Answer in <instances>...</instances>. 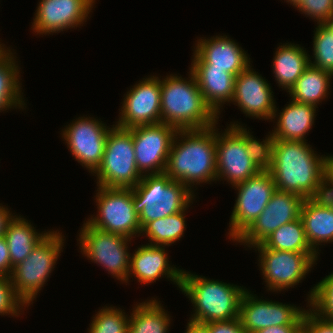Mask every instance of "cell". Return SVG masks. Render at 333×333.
<instances>
[{"mask_svg":"<svg viewBox=\"0 0 333 333\" xmlns=\"http://www.w3.org/2000/svg\"><path fill=\"white\" fill-rule=\"evenodd\" d=\"M165 173L190 190L195 184L215 181L216 124L204 129L178 130L171 145Z\"/></svg>","mask_w":333,"mask_h":333,"instance_id":"1","label":"cell"},{"mask_svg":"<svg viewBox=\"0 0 333 333\" xmlns=\"http://www.w3.org/2000/svg\"><path fill=\"white\" fill-rule=\"evenodd\" d=\"M306 141L275 140L269 172L276 189L310 198L325 176L326 156H316Z\"/></svg>","mask_w":333,"mask_h":333,"instance_id":"2","label":"cell"},{"mask_svg":"<svg viewBox=\"0 0 333 333\" xmlns=\"http://www.w3.org/2000/svg\"><path fill=\"white\" fill-rule=\"evenodd\" d=\"M170 75L161 80V123L177 130L204 129L217 124L218 115L206 103L195 76Z\"/></svg>","mask_w":333,"mask_h":333,"instance_id":"3","label":"cell"},{"mask_svg":"<svg viewBox=\"0 0 333 333\" xmlns=\"http://www.w3.org/2000/svg\"><path fill=\"white\" fill-rule=\"evenodd\" d=\"M180 290L195 308L190 320L206 324L238 318L240 300L246 289L183 270Z\"/></svg>","mask_w":333,"mask_h":333,"instance_id":"4","label":"cell"},{"mask_svg":"<svg viewBox=\"0 0 333 333\" xmlns=\"http://www.w3.org/2000/svg\"><path fill=\"white\" fill-rule=\"evenodd\" d=\"M194 192L166 173L144 175L132 188L133 204L141 229L150 221L167 217L189 207Z\"/></svg>","mask_w":333,"mask_h":333,"instance_id":"5","label":"cell"},{"mask_svg":"<svg viewBox=\"0 0 333 333\" xmlns=\"http://www.w3.org/2000/svg\"><path fill=\"white\" fill-rule=\"evenodd\" d=\"M97 186L109 188H133L142 179L135 161L132 128L113 125L110 128L102 162L94 172Z\"/></svg>","mask_w":333,"mask_h":333,"instance_id":"6","label":"cell"},{"mask_svg":"<svg viewBox=\"0 0 333 333\" xmlns=\"http://www.w3.org/2000/svg\"><path fill=\"white\" fill-rule=\"evenodd\" d=\"M63 241L62 233L50 231L25 260L13 267L10 279L14 291L27 307L36 298L54 269L64 245Z\"/></svg>","mask_w":333,"mask_h":333,"instance_id":"7","label":"cell"},{"mask_svg":"<svg viewBox=\"0 0 333 333\" xmlns=\"http://www.w3.org/2000/svg\"><path fill=\"white\" fill-rule=\"evenodd\" d=\"M96 205L98 215L87 223L101 231L123 235L129 239L141 234L138 214L133 204L132 188L98 186Z\"/></svg>","mask_w":333,"mask_h":333,"instance_id":"8","label":"cell"},{"mask_svg":"<svg viewBox=\"0 0 333 333\" xmlns=\"http://www.w3.org/2000/svg\"><path fill=\"white\" fill-rule=\"evenodd\" d=\"M82 254L103 267L120 281L128 283L130 255L129 239L123 235L101 231L84 223L79 234Z\"/></svg>","mask_w":333,"mask_h":333,"instance_id":"9","label":"cell"},{"mask_svg":"<svg viewBox=\"0 0 333 333\" xmlns=\"http://www.w3.org/2000/svg\"><path fill=\"white\" fill-rule=\"evenodd\" d=\"M255 247L260 253L259 266L266 286L274 292L287 290L301 282L318 258L316 253L268 249L262 243Z\"/></svg>","mask_w":333,"mask_h":333,"instance_id":"10","label":"cell"},{"mask_svg":"<svg viewBox=\"0 0 333 333\" xmlns=\"http://www.w3.org/2000/svg\"><path fill=\"white\" fill-rule=\"evenodd\" d=\"M177 129L165 123L132 128L135 161L142 176L165 173ZM151 170V171H150Z\"/></svg>","mask_w":333,"mask_h":333,"instance_id":"11","label":"cell"},{"mask_svg":"<svg viewBox=\"0 0 333 333\" xmlns=\"http://www.w3.org/2000/svg\"><path fill=\"white\" fill-rule=\"evenodd\" d=\"M234 187L238 190V196L230 217L228 234L235 241L262 213L276 186L269 171H260Z\"/></svg>","mask_w":333,"mask_h":333,"instance_id":"12","label":"cell"},{"mask_svg":"<svg viewBox=\"0 0 333 333\" xmlns=\"http://www.w3.org/2000/svg\"><path fill=\"white\" fill-rule=\"evenodd\" d=\"M303 201L295 193L276 189L262 213L235 241L251 248L261 244L277 228L300 217Z\"/></svg>","mask_w":333,"mask_h":333,"instance_id":"13","label":"cell"},{"mask_svg":"<svg viewBox=\"0 0 333 333\" xmlns=\"http://www.w3.org/2000/svg\"><path fill=\"white\" fill-rule=\"evenodd\" d=\"M246 289L239 305V320L246 333L271 326L302 325L305 309L256 298Z\"/></svg>","mask_w":333,"mask_h":333,"instance_id":"14","label":"cell"},{"mask_svg":"<svg viewBox=\"0 0 333 333\" xmlns=\"http://www.w3.org/2000/svg\"><path fill=\"white\" fill-rule=\"evenodd\" d=\"M110 128L96 118L79 117L62 131L74 159L95 172L102 162Z\"/></svg>","mask_w":333,"mask_h":333,"instance_id":"15","label":"cell"},{"mask_svg":"<svg viewBox=\"0 0 333 333\" xmlns=\"http://www.w3.org/2000/svg\"><path fill=\"white\" fill-rule=\"evenodd\" d=\"M122 103L116 126L130 129L161 123V80L144 78L127 92Z\"/></svg>","mask_w":333,"mask_h":333,"instance_id":"16","label":"cell"},{"mask_svg":"<svg viewBox=\"0 0 333 333\" xmlns=\"http://www.w3.org/2000/svg\"><path fill=\"white\" fill-rule=\"evenodd\" d=\"M226 129L221 135L216 131V180L224 178L235 186L261 170L247 154L244 138L231 125Z\"/></svg>","mask_w":333,"mask_h":333,"instance_id":"17","label":"cell"},{"mask_svg":"<svg viewBox=\"0 0 333 333\" xmlns=\"http://www.w3.org/2000/svg\"><path fill=\"white\" fill-rule=\"evenodd\" d=\"M95 0H41L37 7L33 31L38 34L59 33L83 24Z\"/></svg>","mask_w":333,"mask_h":333,"instance_id":"18","label":"cell"},{"mask_svg":"<svg viewBox=\"0 0 333 333\" xmlns=\"http://www.w3.org/2000/svg\"><path fill=\"white\" fill-rule=\"evenodd\" d=\"M199 39L190 68H219L238 76L250 65L248 54L227 36Z\"/></svg>","mask_w":333,"mask_h":333,"instance_id":"19","label":"cell"},{"mask_svg":"<svg viewBox=\"0 0 333 333\" xmlns=\"http://www.w3.org/2000/svg\"><path fill=\"white\" fill-rule=\"evenodd\" d=\"M273 91L261 75L249 65L235 78L232 102L239 106L246 116L259 119H273L277 113Z\"/></svg>","mask_w":333,"mask_h":333,"instance_id":"20","label":"cell"},{"mask_svg":"<svg viewBox=\"0 0 333 333\" xmlns=\"http://www.w3.org/2000/svg\"><path fill=\"white\" fill-rule=\"evenodd\" d=\"M168 262L165 246L142 245L130 255L128 277L133 274L138 282L148 284L165 275L180 288L183 270L170 266Z\"/></svg>","mask_w":333,"mask_h":333,"instance_id":"21","label":"cell"},{"mask_svg":"<svg viewBox=\"0 0 333 333\" xmlns=\"http://www.w3.org/2000/svg\"><path fill=\"white\" fill-rule=\"evenodd\" d=\"M190 71L204 100L219 115L222 104L232 101L236 76L219 68H191Z\"/></svg>","mask_w":333,"mask_h":333,"instance_id":"22","label":"cell"},{"mask_svg":"<svg viewBox=\"0 0 333 333\" xmlns=\"http://www.w3.org/2000/svg\"><path fill=\"white\" fill-rule=\"evenodd\" d=\"M316 106L291 101L282 112L273 114L278 117L276 128L272 130L275 140L306 141L305 135L314 124Z\"/></svg>","mask_w":333,"mask_h":333,"instance_id":"23","label":"cell"},{"mask_svg":"<svg viewBox=\"0 0 333 333\" xmlns=\"http://www.w3.org/2000/svg\"><path fill=\"white\" fill-rule=\"evenodd\" d=\"M300 217L311 249L319 254L320 243L333 242V208L320 207L307 198L302 203Z\"/></svg>","mask_w":333,"mask_h":333,"instance_id":"24","label":"cell"},{"mask_svg":"<svg viewBox=\"0 0 333 333\" xmlns=\"http://www.w3.org/2000/svg\"><path fill=\"white\" fill-rule=\"evenodd\" d=\"M307 52L295 44H283L278 47L273 58V73L281 88L290 90L310 65Z\"/></svg>","mask_w":333,"mask_h":333,"instance_id":"25","label":"cell"},{"mask_svg":"<svg viewBox=\"0 0 333 333\" xmlns=\"http://www.w3.org/2000/svg\"><path fill=\"white\" fill-rule=\"evenodd\" d=\"M49 232L38 233L26 219L14 216L8 223L4 235L8 244L12 268L25 260Z\"/></svg>","mask_w":333,"mask_h":333,"instance_id":"26","label":"cell"},{"mask_svg":"<svg viewBox=\"0 0 333 333\" xmlns=\"http://www.w3.org/2000/svg\"><path fill=\"white\" fill-rule=\"evenodd\" d=\"M332 74L309 65L300 78L288 91L293 101L305 104H311L317 107V104L327 97L330 87Z\"/></svg>","mask_w":333,"mask_h":333,"instance_id":"27","label":"cell"},{"mask_svg":"<svg viewBox=\"0 0 333 333\" xmlns=\"http://www.w3.org/2000/svg\"><path fill=\"white\" fill-rule=\"evenodd\" d=\"M155 298L137 304L129 316L128 333H167L170 317Z\"/></svg>","mask_w":333,"mask_h":333,"instance_id":"28","label":"cell"},{"mask_svg":"<svg viewBox=\"0 0 333 333\" xmlns=\"http://www.w3.org/2000/svg\"><path fill=\"white\" fill-rule=\"evenodd\" d=\"M14 58L10 49L0 56V112L17 106L23 109L25 105L19 82L20 68Z\"/></svg>","mask_w":333,"mask_h":333,"instance_id":"29","label":"cell"},{"mask_svg":"<svg viewBox=\"0 0 333 333\" xmlns=\"http://www.w3.org/2000/svg\"><path fill=\"white\" fill-rule=\"evenodd\" d=\"M262 244L279 251L315 253L306 239L301 217L277 228Z\"/></svg>","mask_w":333,"mask_h":333,"instance_id":"30","label":"cell"},{"mask_svg":"<svg viewBox=\"0 0 333 333\" xmlns=\"http://www.w3.org/2000/svg\"><path fill=\"white\" fill-rule=\"evenodd\" d=\"M148 222L141 230L150 240V244L170 246L180 240L186 229L185 211ZM152 241V242H151Z\"/></svg>","mask_w":333,"mask_h":333,"instance_id":"31","label":"cell"},{"mask_svg":"<svg viewBox=\"0 0 333 333\" xmlns=\"http://www.w3.org/2000/svg\"><path fill=\"white\" fill-rule=\"evenodd\" d=\"M313 41V57L310 65L327 71L333 75V24L329 22L317 23Z\"/></svg>","mask_w":333,"mask_h":333,"instance_id":"32","label":"cell"},{"mask_svg":"<svg viewBox=\"0 0 333 333\" xmlns=\"http://www.w3.org/2000/svg\"><path fill=\"white\" fill-rule=\"evenodd\" d=\"M231 126L244 138L245 147L247 154L251 157L252 162L261 171H269L272 166V155H273V134L268 135V138L263 141L256 140L250 131L237 123L231 124Z\"/></svg>","mask_w":333,"mask_h":333,"instance_id":"33","label":"cell"},{"mask_svg":"<svg viewBox=\"0 0 333 333\" xmlns=\"http://www.w3.org/2000/svg\"><path fill=\"white\" fill-rule=\"evenodd\" d=\"M120 308L105 307L93 317L89 333H128L129 317Z\"/></svg>","mask_w":333,"mask_h":333,"instance_id":"34","label":"cell"},{"mask_svg":"<svg viewBox=\"0 0 333 333\" xmlns=\"http://www.w3.org/2000/svg\"><path fill=\"white\" fill-rule=\"evenodd\" d=\"M308 298L314 313L323 319L333 320V272L311 289Z\"/></svg>","mask_w":333,"mask_h":333,"instance_id":"35","label":"cell"},{"mask_svg":"<svg viewBox=\"0 0 333 333\" xmlns=\"http://www.w3.org/2000/svg\"><path fill=\"white\" fill-rule=\"evenodd\" d=\"M23 306L26 304L16 295L10 277L0 276V315H20Z\"/></svg>","mask_w":333,"mask_h":333,"instance_id":"36","label":"cell"},{"mask_svg":"<svg viewBox=\"0 0 333 333\" xmlns=\"http://www.w3.org/2000/svg\"><path fill=\"white\" fill-rule=\"evenodd\" d=\"M296 8L317 23L329 22L333 16V0H302Z\"/></svg>","mask_w":333,"mask_h":333,"instance_id":"37","label":"cell"},{"mask_svg":"<svg viewBox=\"0 0 333 333\" xmlns=\"http://www.w3.org/2000/svg\"><path fill=\"white\" fill-rule=\"evenodd\" d=\"M302 330L305 333H333V320L323 319L311 309L305 310Z\"/></svg>","mask_w":333,"mask_h":333,"instance_id":"38","label":"cell"},{"mask_svg":"<svg viewBox=\"0 0 333 333\" xmlns=\"http://www.w3.org/2000/svg\"><path fill=\"white\" fill-rule=\"evenodd\" d=\"M310 199L320 207L333 208V183L324 176Z\"/></svg>","mask_w":333,"mask_h":333,"instance_id":"39","label":"cell"},{"mask_svg":"<svg viewBox=\"0 0 333 333\" xmlns=\"http://www.w3.org/2000/svg\"><path fill=\"white\" fill-rule=\"evenodd\" d=\"M210 333H246L239 318L206 323Z\"/></svg>","mask_w":333,"mask_h":333,"instance_id":"40","label":"cell"},{"mask_svg":"<svg viewBox=\"0 0 333 333\" xmlns=\"http://www.w3.org/2000/svg\"><path fill=\"white\" fill-rule=\"evenodd\" d=\"M13 271L6 238H0V276L10 277Z\"/></svg>","mask_w":333,"mask_h":333,"instance_id":"41","label":"cell"},{"mask_svg":"<svg viewBox=\"0 0 333 333\" xmlns=\"http://www.w3.org/2000/svg\"><path fill=\"white\" fill-rule=\"evenodd\" d=\"M301 329L302 325H281L264 328L255 333H298Z\"/></svg>","mask_w":333,"mask_h":333,"instance_id":"42","label":"cell"},{"mask_svg":"<svg viewBox=\"0 0 333 333\" xmlns=\"http://www.w3.org/2000/svg\"><path fill=\"white\" fill-rule=\"evenodd\" d=\"M1 205V204H0ZM8 208L0 206V238L5 235L8 223L13 219V214Z\"/></svg>","mask_w":333,"mask_h":333,"instance_id":"43","label":"cell"},{"mask_svg":"<svg viewBox=\"0 0 333 333\" xmlns=\"http://www.w3.org/2000/svg\"><path fill=\"white\" fill-rule=\"evenodd\" d=\"M185 333H210L206 324L190 320Z\"/></svg>","mask_w":333,"mask_h":333,"instance_id":"44","label":"cell"},{"mask_svg":"<svg viewBox=\"0 0 333 333\" xmlns=\"http://www.w3.org/2000/svg\"><path fill=\"white\" fill-rule=\"evenodd\" d=\"M325 177L333 183V156H326Z\"/></svg>","mask_w":333,"mask_h":333,"instance_id":"45","label":"cell"},{"mask_svg":"<svg viewBox=\"0 0 333 333\" xmlns=\"http://www.w3.org/2000/svg\"><path fill=\"white\" fill-rule=\"evenodd\" d=\"M302 0H286V2L292 4L294 7H296Z\"/></svg>","mask_w":333,"mask_h":333,"instance_id":"46","label":"cell"},{"mask_svg":"<svg viewBox=\"0 0 333 333\" xmlns=\"http://www.w3.org/2000/svg\"><path fill=\"white\" fill-rule=\"evenodd\" d=\"M6 51H7V49L4 47V45L0 44V56H2Z\"/></svg>","mask_w":333,"mask_h":333,"instance_id":"47","label":"cell"},{"mask_svg":"<svg viewBox=\"0 0 333 333\" xmlns=\"http://www.w3.org/2000/svg\"><path fill=\"white\" fill-rule=\"evenodd\" d=\"M298 333H305L302 329Z\"/></svg>","mask_w":333,"mask_h":333,"instance_id":"48","label":"cell"}]
</instances>
